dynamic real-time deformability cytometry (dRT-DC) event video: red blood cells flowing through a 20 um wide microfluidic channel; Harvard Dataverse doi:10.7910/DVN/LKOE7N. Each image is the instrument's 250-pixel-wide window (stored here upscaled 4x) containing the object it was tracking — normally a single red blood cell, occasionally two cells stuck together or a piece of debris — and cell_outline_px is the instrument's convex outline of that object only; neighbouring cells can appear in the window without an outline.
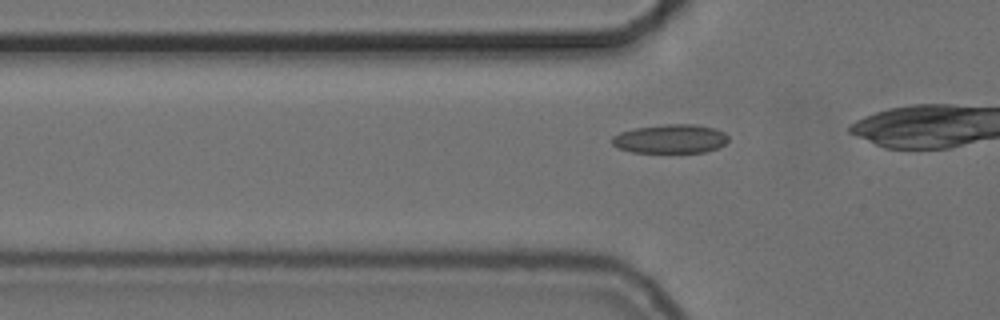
{"species": "common noctule bat (a hibernating species)", "species_latin": "Nyctalus noctula", "temperature_condition": "cold", "stored_images_in_passage": 18, "camera_frame_rate_fps": 3000, "um_per_image_px": 0.085, "animal": {"sex": "female", "body_mass_g": 24.6, "forearm_length_mm": 56.2}, "frame": {"image": 1, "passage_image": 12, "time_ms": 3.667, "image_size_px": [1000, 320], "cell_outline_px": [[728, 140], [724, 144], [716, 148], [704, 152], [632, 152], [616, 148], [612, 144], [612, 136], [620, 132], [632, 128], [664, 124], [692, 124], [716, 128], [724, 132], [728, 136]], "centroid_in_image_um": [56.95, 11.79], "position_along_channel_um": 68.8, "area_um2": 19.71}}
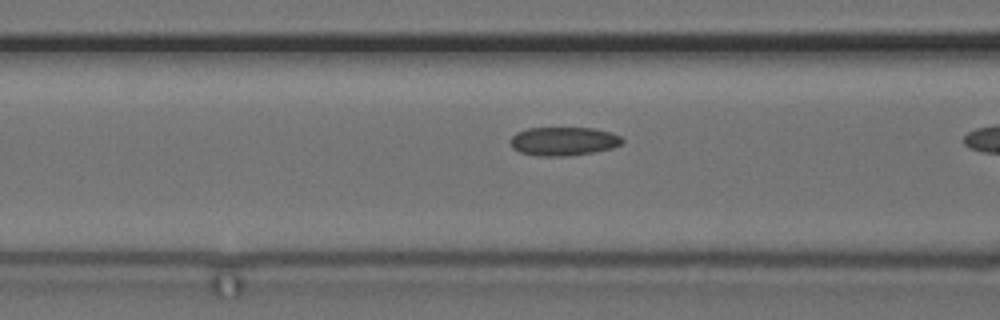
{"frame": {"image": 2, "passage_image": 16, "time_ms": 5.0, "image_size_px": [1000, 320], "cell_outline_px": [[624, 140], [620, 144], [612, 148], [592, 152], [568, 156], [536, 156], [520, 152], [512, 148], [512, 136], [516, 132], [528, 128], [592, 128], [612, 132], [620, 136]], "centroid_in_image_um": [47.9, 12.0], "position_along_channel_um": 118.7, "area_um2": 18.61}}